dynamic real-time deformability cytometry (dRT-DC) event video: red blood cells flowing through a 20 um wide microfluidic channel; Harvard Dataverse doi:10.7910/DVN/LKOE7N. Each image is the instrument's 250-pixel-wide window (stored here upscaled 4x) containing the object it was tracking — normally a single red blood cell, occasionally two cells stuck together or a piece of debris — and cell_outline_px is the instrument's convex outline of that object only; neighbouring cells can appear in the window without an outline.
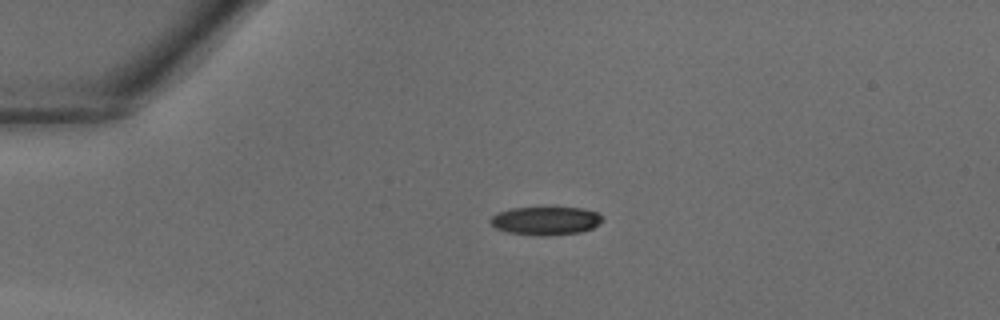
{"species": "common noctule bat (a hibernating species)", "species_latin": "Nyctalus noctula", "temperature_condition": "warm", "stored_images_in_passage": 31, "camera_frame_rate_fps": 3000, "um_per_image_px": 0.085, "animal": {"sex": "male", "body_mass_g": 18.8}, "frame": {"image": 1, "passage_image": 1, "time_ms": 0.0, "image_size_px": [1000, 320], "cell_outline_px": [[604, 220], [600, 224], [592, 228], [580, 232], [544, 236], [540, 236], [508, 232], [496, 228], [488, 220], [496, 212], [512, 208], [584, 208], [600, 212], [604, 216]], "centroid_in_image_um": [46.43, 18.76], "position_along_channel_um": 38.6, "area_um2": 18.67}}
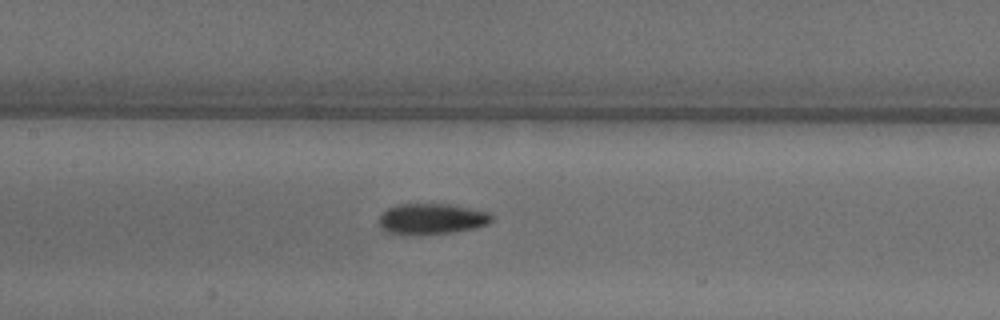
{"frame": {"image": 2, "passage_image": 11, "time_ms": 3.333, "image_size_px": [1000, 320], "cell_outline_px": [[492, 220], [488, 224], [476, 228], [452, 232], [384, 232], [380, 228], [380, 216], [388, 208], [396, 204], [448, 204], [492, 212]], "centroid_in_image_um": [36.75, 18.56], "position_along_channel_um": 170.6, "area_um2": 19.59}}
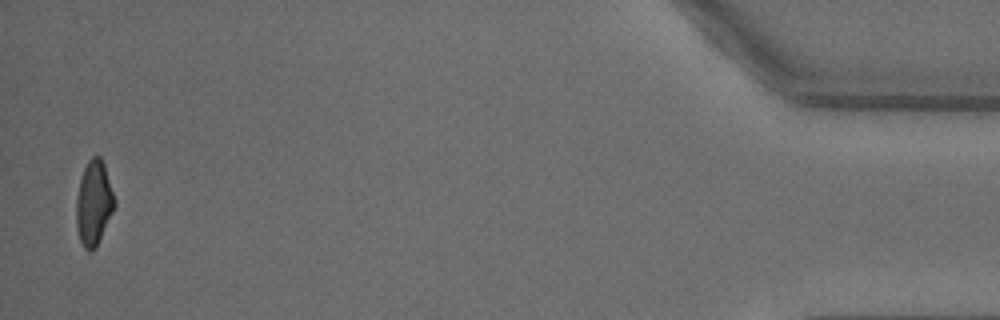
{"frame": {"image": 3, "passage_image": 31, "time_ms": 10.0, "image_size_px": [1000, 320], "cell_outline_px": [[116, 204], [96, 248], [92, 252], [88, 252], [84, 248], [80, 240], [76, 224], [76, 196], [80, 180], [84, 168], [88, 160], [92, 156], [100, 156], [104, 164], [116, 200]], "centroid_in_image_um": [7.97, 17.27], "position_along_channel_um": 427.2, "area_um2": 18.96}}